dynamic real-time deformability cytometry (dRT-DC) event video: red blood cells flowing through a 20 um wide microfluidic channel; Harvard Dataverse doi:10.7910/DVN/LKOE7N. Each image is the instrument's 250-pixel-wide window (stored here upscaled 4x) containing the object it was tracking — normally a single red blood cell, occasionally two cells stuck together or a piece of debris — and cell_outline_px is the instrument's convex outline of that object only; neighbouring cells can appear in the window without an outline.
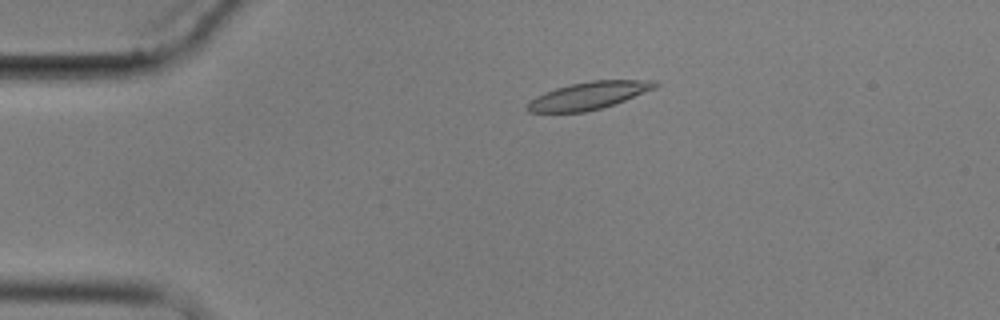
{"species": "common noctule bat (a hibernating species)", "species_latin": "Nyctalus noctula", "temperature_condition": "cold", "stored_images_in_passage": 4, "camera_frame_rate_fps": 3000, "um_per_image_px": 0.085, "animal": {"sex": "male", "body_mass_g": 17.9}, "frame": {"image": 1, "passage_image": 2, "time_ms": 1.0, "image_size_px": [1000, 320], "cell_outline_px": [[660, 84], [656, 88], [624, 100], [600, 108], [584, 112], [528, 112], [524, 108], [528, 100], [544, 92], [556, 88], [572, 84], [592, 80], [656, 80]], "centroid_in_image_um": [50.0, 8.12], "position_along_channel_um": 35.0, "area_um2": 20.4}}
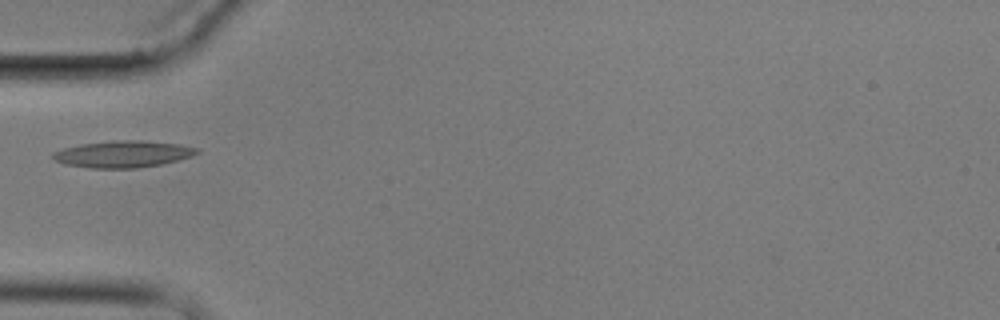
{"frame": {"image": 2, "passage_image": 4, "time_ms": 3.333, "image_size_px": [1000, 320], "cell_outline_px": [[200, 152], [192, 156], [160, 164], [136, 168], [92, 168], [64, 164], [56, 160], [52, 156], [52, 152], [64, 148], [80, 144], [112, 140], [144, 140], [180, 144], [200, 148]], "centroid_in_image_um": [10.47, 13.08], "position_along_channel_um": 74.5, "area_um2": 22.48}}